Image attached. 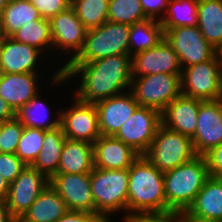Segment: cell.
I'll use <instances>...</instances> for the list:
<instances>
[{
  "label": "cell",
  "instance_id": "cell-40",
  "mask_svg": "<svg viewBox=\"0 0 222 222\" xmlns=\"http://www.w3.org/2000/svg\"><path fill=\"white\" fill-rule=\"evenodd\" d=\"M140 2L146 17L156 20L157 15L163 8L167 11L169 0H140Z\"/></svg>",
  "mask_w": 222,
  "mask_h": 222
},
{
  "label": "cell",
  "instance_id": "cell-29",
  "mask_svg": "<svg viewBox=\"0 0 222 222\" xmlns=\"http://www.w3.org/2000/svg\"><path fill=\"white\" fill-rule=\"evenodd\" d=\"M198 0H169L167 17L159 18L164 33L171 28L182 26H196ZM168 14V15H167Z\"/></svg>",
  "mask_w": 222,
  "mask_h": 222
},
{
  "label": "cell",
  "instance_id": "cell-32",
  "mask_svg": "<svg viewBox=\"0 0 222 222\" xmlns=\"http://www.w3.org/2000/svg\"><path fill=\"white\" fill-rule=\"evenodd\" d=\"M109 0H71V8L87 30L108 21Z\"/></svg>",
  "mask_w": 222,
  "mask_h": 222
},
{
  "label": "cell",
  "instance_id": "cell-35",
  "mask_svg": "<svg viewBox=\"0 0 222 222\" xmlns=\"http://www.w3.org/2000/svg\"><path fill=\"white\" fill-rule=\"evenodd\" d=\"M23 130L24 127L16 117L0 122V153L16 154Z\"/></svg>",
  "mask_w": 222,
  "mask_h": 222
},
{
  "label": "cell",
  "instance_id": "cell-25",
  "mask_svg": "<svg viewBox=\"0 0 222 222\" xmlns=\"http://www.w3.org/2000/svg\"><path fill=\"white\" fill-rule=\"evenodd\" d=\"M197 16V27L216 49L222 44V0H198Z\"/></svg>",
  "mask_w": 222,
  "mask_h": 222
},
{
  "label": "cell",
  "instance_id": "cell-47",
  "mask_svg": "<svg viewBox=\"0 0 222 222\" xmlns=\"http://www.w3.org/2000/svg\"><path fill=\"white\" fill-rule=\"evenodd\" d=\"M2 37H3V35L0 33V45H1V42H2Z\"/></svg>",
  "mask_w": 222,
  "mask_h": 222
},
{
  "label": "cell",
  "instance_id": "cell-33",
  "mask_svg": "<svg viewBox=\"0 0 222 222\" xmlns=\"http://www.w3.org/2000/svg\"><path fill=\"white\" fill-rule=\"evenodd\" d=\"M148 19L140 0H109L108 21L131 25Z\"/></svg>",
  "mask_w": 222,
  "mask_h": 222
},
{
  "label": "cell",
  "instance_id": "cell-26",
  "mask_svg": "<svg viewBox=\"0 0 222 222\" xmlns=\"http://www.w3.org/2000/svg\"><path fill=\"white\" fill-rule=\"evenodd\" d=\"M65 140L66 137L61 126L46 131L41 152L31 166L51 179L58 172Z\"/></svg>",
  "mask_w": 222,
  "mask_h": 222
},
{
  "label": "cell",
  "instance_id": "cell-14",
  "mask_svg": "<svg viewBox=\"0 0 222 222\" xmlns=\"http://www.w3.org/2000/svg\"><path fill=\"white\" fill-rule=\"evenodd\" d=\"M132 77L152 74H181L182 67L171 44L163 38L156 46L131 57Z\"/></svg>",
  "mask_w": 222,
  "mask_h": 222
},
{
  "label": "cell",
  "instance_id": "cell-8",
  "mask_svg": "<svg viewBox=\"0 0 222 222\" xmlns=\"http://www.w3.org/2000/svg\"><path fill=\"white\" fill-rule=\"evenodd\" d=\"M183 68L181 94L203 101L222 99V71L215 56L206 62Z\"/></svg>",
  "mask_w": 222,
  "mask_h": 222
},
{
  "label": "cell",
  "instance_id": "cell-36",
  "mask_svg": "<svg viewBox=\"0 0 222 222\" xmlns=\"http://www.w3.org/2000/svg\"><path fill=\"white\" fill-rule=\"evenodd\" d=\"M125 222H187L183 212L169 210L165 212L138 213Z\"/></svg>",
  "mask_w": 222,
  "mask_h": 222
},
{
  "label": "cell",
  "instance_id": "cell-31",
  "mask_svg": "<svg viewBox=\"0 0 222 222\" xmlns=\"http://www.w3.org/2000/svg\"><path fill=\"white\" fill-rule=\"evenodd\" d=\"M11 37L17 42L31 45L40 51L47 48V45H53L50 21L46 18L32 20L24 24Z\"/></svg>",
  "mask_w": 222,
  "mask_h": 222
},
{
  "label": "cell",
  "instance_id": "cell-19",
  "mask_svg": "<svg viewBox=\"0 0 222 222\" xmlns=\"http://www.w3.org/2000/svg\"><path fill=\"white\" fill-rule=\"evenodd\" d=\"M202 101L180 94L161 112L162 124L192 139Z\"/></svg>",
  "mask_w": 222,
  "mask_h": 222
},
{
  "label": "cell",
  "instance_id": "cell-11",
  "mask_svg": "<svg viewBox=\"0 0 222 222\" xmlns=\"http://www.w3.org/2000/svg\"><path fill=\"white\" fill-rule=\"evenodd\" d=\"M49 183L50 179L43 173L32 166H26L10 183L7 198L4 201L11 216L18 221Z\"/></svg>",
  "mask_w": 222,
  "mask_h": 222
},
{
  "label": "cell",
  "instance_id": "cell-22",
  "mask_svg": "<svg viewBox=\"0 0 222 222\" xmlns=\"http://www.w3.org/2000/svg\"><path fill=\"white\" fill-rule=\"evenodd\" d=\"M36 73H0V97L16 112L38 94Z\"/></svg>",
  "mask_w": 222,
  "mask_h": 222
},
{
  "label": "cell",
  "instance_id": "cell-4",
  "mask_svg": "<svg viewBox=\"0 0 222 222\" xmlns=\"http://www.w3.org/2000/svg\"><path fill=\"white\" fill-rule=\"evenodd\" d=\"M129 25L106 21L103 25L89 29L82 49L65 65H80L95 60L129 54Z\"/></svg>",
  "mask_w": 222,
  "mask_h": 222
},
{
  "label": "cell",
  "instance_id": "cell-41",
  "mask_svg": "<svg viewBox=\"0 0 222 222\" xmlns=\"http://www.w3.org/2000/svg\"><path fill=\"white\" fill-rule=\"evenodd\" d=\"M56 222H103V220L95 214L69 210Z\"/></svg>",
  "mask_w": 222,
  "mask_h": 222
},
{
  "label": "cell",
  "instance_id": "cell-30",
  "mask_svg": "<svg viewBox=\"0 0 222 222\" xmlns=\"http://www.w3.org/2000/svg\"><path fill=\"white\" fill-rule=\"evenodd\" d=\"M39 96L38 93L27 104L20 107L15 112V117L21 122L23 127H32L45 131L60 127V113H58V118L56 120L51 122L46 120L47 123L45 122L44 119L49 115L48 110H46L48 106L41 102ZM40 108L42 110L41 112H39ZM42 112H44V115H42Z\"/></svg>",
  "mask_w": 222,
  "mask_h": 222
},
{
  "label": "cell",
  "instance_id": "cell-18",
  "mask_svg": "<svg viewBox=\"0 0 222 222\" xmlns=\"http://www.w3.org/2000/svg\"><path fill=\"white\" fill-rule=\"evenodd\" d=\"M184 214L187 222L220 221L222 219V178L210 176Z\"/></svg>",
  "mask_w": 222,
  "mask_h": 222
},
{
  "label": "cell",
  "instance_id": "cell-23",
  "mask_svg": "<svg viewBox=\"0 0 222 222\" xmlns=\"http://www.w3.org/2000/svg\"><path fill=\"white\" fill-rule=\"evenodd\" d=\"M68 211L65 201L48 184L17 222H56Z\"/></svg>",
  "mask_w": 222,
  "mask_h": 222
},
{
  "label": "cell",
  "instance_id": "cell-15",
  "mask_svg": "<svg viewBox=\"0 0 222 222\" xmlns=\"http://www.w3.org/2000/svg\"><path fill=\"white\" fill-rule=\"evenodd\" d=\"M49 184L65 201L68 210L95 214L90 173H57L50 179Z\"/></svg>",
  "mask_w": 222,
  "mask_h": 222
},
{
  "label": "cell",
  "instance_id": "cell-9",
  "mask_svg": "<svg viewBox=\"0 0 222 222\" xmlns=\"http://www.w3.org/2000/svg\"><path fill=\"white\" fill-rule=\"evenodd\" d=\"M161 124V112L154 108L138 106L113 137L130 146L139 155H144Z\"/></svg>",
  "mask_w": 222,
  "mask_h": 222
},
{
  "label": "cell",
  "instance_id": "cell-7",
  "mask_svg": "<svg viewBox=\"0 0 222 222\" xmlns=\"http://www.w3.org/2000/svg\"><path fill=\"white\" fill-rule=\"evenodd\" d=\"M181 74H152L132 77L131 92L139 106L162 112L181 94Z\"/></svg>",
  "mask_w": 222,
  "mask_h": 222
},
{
  "label": "cell",
  "instance_id": "cell-37",
  "mask_svg": "<svg viewBox=\"0 0 222 222\" xmlns=\"http://www.w3.org/2000/svg\"><path fill=\"white\" fill-rule=\"evenodd\" d=\"M26 166L16 154L0 153V174L9 183H12Z\"/></svg>",
  "mask_w": 222,
  "mask_h": 222
},
{
  "label": "cell",
  "instance_id": "cell-39",
  "mask_svg": "<svg viewBox=\"0 0 222 222\" xmlns=\"http://www.w3.org/2000/svg\"><path fill=\"white\" fill-rule=\"evenodd\" d=\"M205 158L209 176L222 178V143L203 155Z\"/></svg>",
  "mask_w": 222,
  "mask_h": 222
},
{
  "label": "cell",
  "instance_id": "cell-44",
  "mask_svg": "<svg viewBox=\"0 0 222 222\" xmlns=\"http://www.w3.org/2000/svg\"><path fill=\"white\" fill-rule=\"evenodd\" d=\"M10 183L0 174V201H5L8 195Z\"/></svg>",
  "mask_w": 222,
  "mask_h": 222
},
{
  "label": "cell",
  "instance_id": "cell-24",
  "mask_svg": "<svg viewBox=\"0 0 222 222\" xmlns=\"http://www.w3.org/2000/svg\"><path fill=\"white\" fill-rule=\"evenodd\" d=\"M93 168V144L66 138L57 173L87 174Z\"/></svg>",
  "mask_w": 222,
  "mask_h": 222
},
{
  "label": "cell",
  "instance_id": "cell-28",
  "mask_svg": "<svg viewBox=\"0 0 222 222\" xmlns=\"http://www.w3.org/2000/svg\"><path fill=\"white\" fill-rule=\"evenodd\" d=\"M163 38L164 30L159 20L148 18L131 24L129 29L130 56L156 47Z\"/></svg>",
  "mask_w": 222,
  "mask_h": 222
},
{
  "label": "cell",
  "instance_id": "cell-20",
  "mask_svg": "<svg viewBox=\"0 0 222 222\" xmlns=\"http://www.w3.org/2000/svg\"><path fill=\"white\" fill-rule=\"evenodd\" d=\"M37 48L15 41L12 37L3 36L0 45V73H36L38 56Z\"/></svg>",
  "mask_w": 222,
  "mask_h": 222
},
{
  "label": "cell",
  "instance_id": "cell-5",
  "mask_svg": "<svg viewBox=\"0 0 222 222\" xmlns=\"http://www.w3.org/2000/svg\"><path fill=\"white\" fill-rule=\"evenodd\" d=\"M91 193L95 204V215L110 221L107 215L117 210H127L128 169H99L90 173Z\"/></svg>",
  "mask_w": 222,
  "mask_h": 222
},
{
  "label": "cell",
  "instance_id": "cell-16",
  "mask_svg": "<svg viewBox=\"0 0 222 222\" xmlns=\"http://www.w3.org/2000/svg\"><path fill=\"white\" fill-rule=\"evenodd\" d=\"M138 106L131 91L97 102L95 107L98 113L100 134L113 136L132 116Z\"/></svg>",
  "mask_w": 222,
  "mask_h": 222
},
{
  "label": "cell",
  "instance_id": "cell-3",
  "mask_svg": "<svg viewBox=\"0 0 222 222\" xmlns=\"http://www.w3.org/2000/svg\"><path fill=\"white\" fill-rule=\"evenodd\" d=\"M209 177L205 158L199 155L187 163L166 171L164 188L167 211L185 213Z\"/></svg>",
  "mask_w": 222,
  "mask_h": 222
},
{
  "label": "cell",
  "instance_id": "cell-1",
  "mask_svg": "<svg viewBox=\"0 0 222 222\" xmlns=\"http://www.w3.org/2000/svg\"><path fill=\"white\" fill-rule=\"evenodd\" d=\"M81 73V85L75 96L78 100L96 104L99 101L122 94L126 87L131 89L132 67L130 54L101 58L80 65H65L52 77L59 84ZM121 92V93H120Z\"/></svg>",
  "mask_w": 222,
  "mask_h": 222
},
{
  "label": "cell",
  "instance_id": "cell-10",
  "mask_svg": "<svg viewBox=\"0 0 222 222\" xmlns=\"http://www.w3.org/2000/svg\"><path fill=\"white\" fill-rule=\"evenodd\" d=\"M164 37L177 53L182 69L215 56L214 47L205 40L197 25L168 29Z\"/></svg>",
  "mask_w": 222,
  "mask_h": 222
},
{
  "label": "cell",
  "instance_id": "cell-38",
  "mask_svg": "<svg viewBox=\"0 0 222 222\" xmlns=\"http://www.w3.org/2000/svg\"><path fill=\"white\" fill-rule=\"evenodd\" d=\"M42 18L50 19L71 7V0H29Z\"/></svg>",
  "mask_w": 222,
  "mask_h": 222
},
{
  "label": "cell",
  "instance_id": "cell-34",
  "mask_svg": "<svg viewBox=\"0 0 222 222\" xmlns=\"http://www.w3.org/2000/svg\"><path fill=\"white\" fill-rule=\"evenodd\" d=\"M45 132V130L37 128L24 127L17 146L16 155L27 166H31L41 152Z\"/></svg>",
  "mask_w": 222,
  "mask_h": 222
},
{
  "label": "cell",
  "instance_id": "cell-46",
  "mask_svg": "<svg viewBox=\"0 0 222 222\" xmlns=\"http://www.w3.org/2000/svg\"><path fill=\"white\" fill-rule=\"evenodd\" d=\"M9 0H0V18L2 16L3 10L7 6Z\"/></svg>",
  "mask_w": 222,
  "mask_h": 222
},
{
  "label": "cell",
  "instance_id": "cell-43",
  "mask_svg": "<svg viewBox=\"0 0 222 222\" xmlns=\"http://www.w3.org/2000/svg\"><path fill=\"white\" fill-rule=\"evenodd\" d=\"M0 222H17L9 213L4 201H0Z\"/></svg>",
  "mask_w": 222,
  "mask_h": 222
},
{
  "label": "cell",
  "instance_id": "cell-6",
  "mask_svg": "<svg viewBox=\"0 0 222 222\" xmlns=\"http://www.w3.org/2000/svg\"><path fill=\"white\" fill-rule=\"evenodd\" d=\"M143 156L158 170L165 173L189 162L197 155L191 138L161 124Z\"/></svg>",
  "mask_w": 222,
  "mask_h": 222
},
{
  "label": "cell",
  "instance_id": "cell-2",
  "mask_svg": "<svg viewBox=\"0 0 222 222\" xmlns=\"http://www.w3.org/2000/svg\"><path fill=\"white\" fill-rule=\"evenodd\" d=\"M128 198L124 222L138 213L165 212L164 173L140 155L128 169Z\"/></svg>",
  "mask_w": 222,
  "mask_h": 222
},
{
  "label": "cell",
  "instance_id": "cell-45",
  "mask_svg": "<svg viewBox=\"0 0 222 222\" xmlns=\"http://www.w3.org/2000/svg\"><path fill=\"white\" fill-rule=\"evenodd\" d=\"M215 57L222 71V44L215 49Z\"/></svg>",
  "mask_w": 222,
  "mask_h": 222
},
{
  "label": "cell",
  "instance_id": "cell-27",
  "mask_svg": "<svg viewBox=\"0 0 222 222\" xmlns=\"http://www.w3.org/2000/svg\"><path fill=\"white\" fill-rule=\"evenodd\" d=\"M41 18L29 0H9L0 18V33L11 37L24 24Z\"/></svg>",
  "mask_w": 222,
  "mask_h": 222
},
{
  "label": "cell",
  "instance_id": "cell-21",
  "mask_svg": "<svg viewBox=\"0 0 222 222\" xmlns=\"http://www.w3.org/2000/svg\"><path fill=\"white\" fill-rule=\"evenodd\" d=\"M94 167L99 169H129L140 156L130 146L113 136L101 135L93 143Z\"/></svg>",
  "mask_w": 222,
  "mask_h": 222
},
{
  "label": "cell",
  "instance_id": "cell-12",
  "mask_svg": "<svg viewBox=\"0 0 222 222\" xmlns=\"http://www.w3.org/2000/svg\"><path fill=\"white\" fill-rule=\"evenodd\" d=\"M60 126L65 137L70 140L93 144L101 136L95 104L77 98L71 109L60 112Z\"/></svg>",
  "mask_w": 222,
  "mask_h": 222
},
{
  "label": "cell",
  "instance_id": "cell-13",
  "mask_svg": "<svg viewBox=\"0 0 222 222\" xmlns=\"http://www.w3.org/2000/svg\"><path fill=\"white\" fill-rule=\"evenodd\" d=\"M192 143L196 155L199 156L222 143V99L200 103Z\"/></svg>",
  "mask_w": 222,
  "mask_h": 222
},
{
  "label": "cell",
  "instance_id": "cell-42",
  "mask_svg": "<svg viewBox=\"0 0 222 222\" xmlns=\"http://www.w3.org/2000/svg\"><path fill=\"white\" fill-rule=\"evenodd\" d=\"M15 118V111L0 97V122Z\"/></svg>",
  "mask_w": 222,
  "mask_h": 222
},
{
  "label": "cell",
  "instance_id": "cell-17",
  "mask_svg": "<svg viewBox=\"0 0 222 222\" xmlns=\"http://www.w3.org/2000/svg\"><path fill=\"white\" fill-rule=\"evenodd\" d=\"M49 21L53 47L56 45L62 50L71 49L75 52L69 59L70 61L82 49L88 31L87 28L78 19L71 7L52 16Z\"/></svg>",
  "mask_w": 222,
  "mask_h": 222
}]
</instances>
